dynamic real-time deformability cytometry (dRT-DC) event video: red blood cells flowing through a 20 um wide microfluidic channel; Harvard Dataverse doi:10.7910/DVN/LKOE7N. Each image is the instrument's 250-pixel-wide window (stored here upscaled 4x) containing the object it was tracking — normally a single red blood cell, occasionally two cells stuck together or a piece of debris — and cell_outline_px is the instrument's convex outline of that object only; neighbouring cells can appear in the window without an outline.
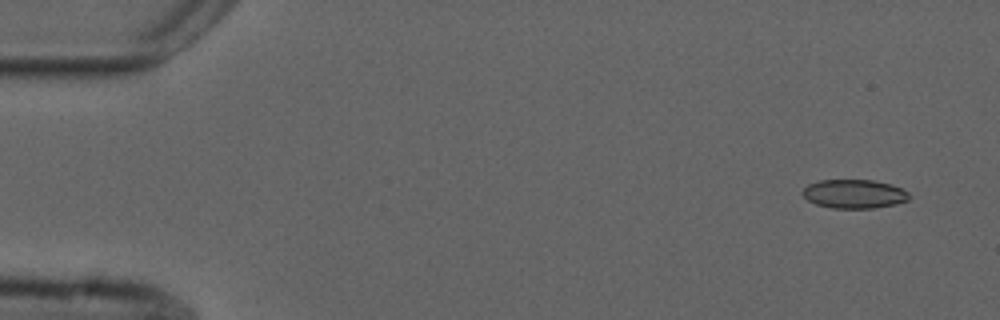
{"species": "common noctule bat (a hibernating species)", "species_latin": "Nyctalus noctula", "temperature_condition": "cold", "stored_images_in_passage": 15, "camera_frame_rate_fps": 3000, "um_per_image_px": 0.085, "animal": {"sex": "male", "forearm_length_mm": 52.5}, "frame": {"image": 1, "passage_image": 2, "time_ms": 0.333, "image_size_px": [1000, 320], "cell_outline_px": [[908, 200], [896, 204], [872, 208], [832, 208], [816, 204], [808, 200], [800, 192], [808, 184], [820, 180], [872, 180], [892, 184], [908, 192]], "centroid_in_image_um": [72.58, 16.48], "position_along_channel_um": 12.4, "area_um2": 17.86}}
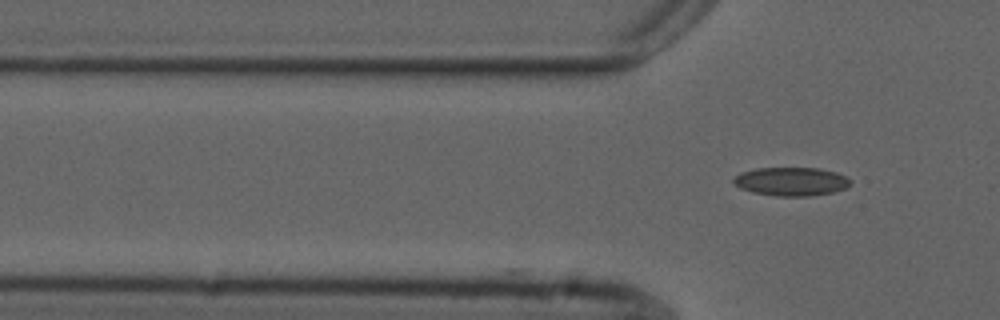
{"frame": {"image": 2, "passage_image": 15, "time_ms": 4.667, "image_size_px": [1000, 320], "cell_outline_px": [[852, 184], [844, 188], [832, 192], [812, 196], [776, 196], [752, 192], [740, 188], [732, 180], [740, 172], [756, 168], [820, 168], [836, 172], [848, 176], [852, 180]], "centroid_in_image_um": [67.29, 15.42], "position_along_channel_um": 58.5, "area_um2": 19.59}}